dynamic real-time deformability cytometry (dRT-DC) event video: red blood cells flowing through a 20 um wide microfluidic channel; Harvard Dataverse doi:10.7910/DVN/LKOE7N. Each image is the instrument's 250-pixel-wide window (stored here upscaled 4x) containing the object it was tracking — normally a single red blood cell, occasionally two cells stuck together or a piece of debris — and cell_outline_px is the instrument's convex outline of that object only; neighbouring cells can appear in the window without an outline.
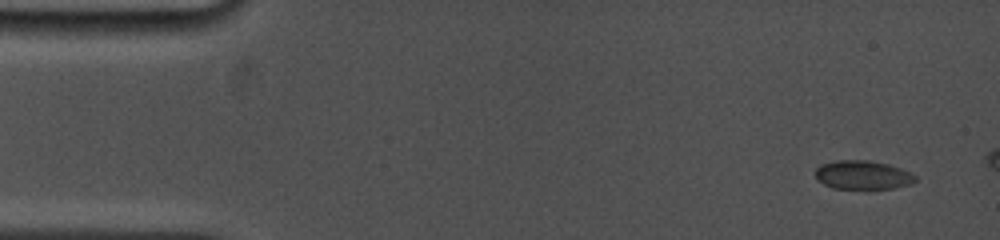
{"species": "common noctule bat (a hibernating species)", "species_latin": "Nyctalus noctula", "temperature_condition": "cold", "stored_images_in_passage": 9, "camera_frame_rate_fps": 5000, "um_per_image_px": 0.085, "animal": {"sex": "female", "body_mass_g": 19.0, "forearm_length_mm": 53.3}, "frame": {"image": 1, "passage_image": 1, "time_ms": 0.0, "image_size_px": [1000, 240], "cell_outline_px": [[916, 180], [912, 184], [892, 188], [832, 188], [816, 180], [816, 168], [820, 164], [836, 160], [868, 160], [888, 164], [900, 168], [916, 176]], "centroid_in_image_um": [73.3, 14.86], "position_along_channel_um": 11.7, "area_um2": 16.7}}